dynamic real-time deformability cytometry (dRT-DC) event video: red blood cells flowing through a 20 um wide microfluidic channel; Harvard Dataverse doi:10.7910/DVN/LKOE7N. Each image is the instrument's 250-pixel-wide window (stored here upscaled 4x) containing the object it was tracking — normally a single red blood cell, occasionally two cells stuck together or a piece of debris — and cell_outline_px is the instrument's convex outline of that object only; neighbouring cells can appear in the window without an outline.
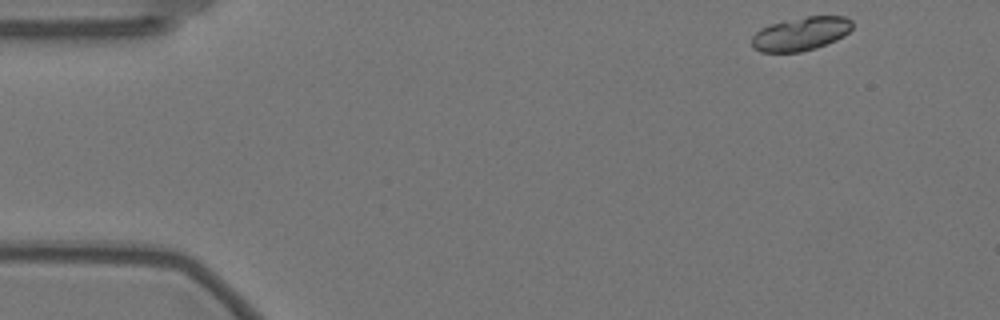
{"species": "Egyptian fruit bat (a non-hibernating species)", "species_latin": "Rousettus aegyptiacus", "temperature_condition": "warm", "stored_images_in_passage": 53, "camera_frame_rate_fps": 3000, "um_per_image_px": 0.085, "animal": {"sex": "female"}, "frame": {"image": 1, "passage_image": 1, "time_ms": 0.0, "image_size_px": [1000, 320], "cell_outline_px": [[852, 28], [844, 36], [836, 40], [816, 48], [800, 52], [760, 52], [752, 48], [752, 36], [760, 28], [772, 24], [808, 16], [844, 16], [852, 20]], "centroid_in_image_um": [68.07, 2.88], "position_along_channel_um": 16.9, "area_um2": 19.59}}
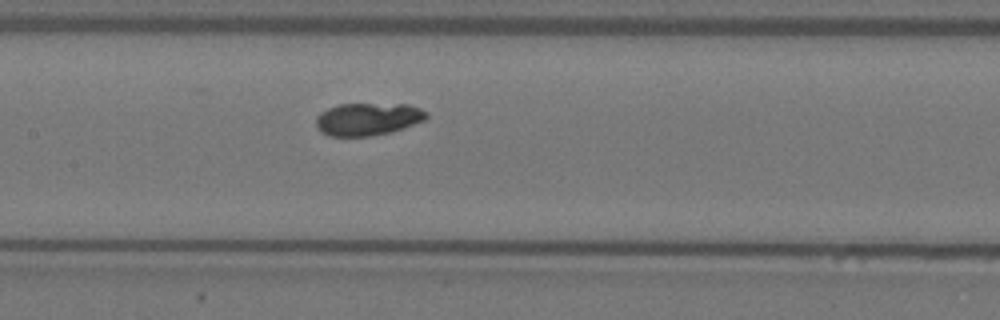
{"frame": {"image": 2, "passage_image": 23, "time_ms": 7.333, "image_size_px": [1000, 320], "cell_outline_px": [[428, 116], [424, 120], [404, 128], [392, 132], [368, 136], [328, 136], [316, 124], [316, 116], [320, 112], [328, 108], [340, 104], [408, 104], [420, 108], [428, 112]], "centroid_in_image_um": [31.29, 10.11], "position_along_channel_um": 176.1, "area_um2": 20.92}}
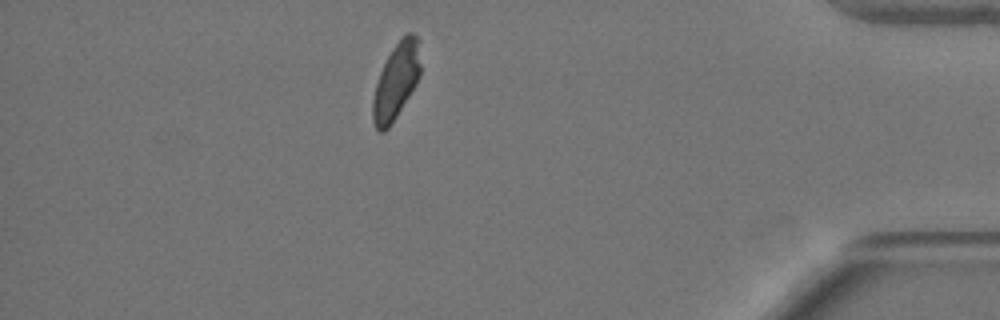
{"frame": {"image": 3, "passage_image": 46, "time_ms": 15.0, "image_size_px": [1000, 320], "cell_outline_px": [[420, 76], [416, 84], [396, 116], [388, 128], [384, 132], [380, 132], [376, 128], [372, 120], [372, 100], [376, 84], [380, 72], [392, 48], [400, 36], [408, 32], [412, 32], [416, 36], [420, 64]], "centroid_in_image_um": [33.65, 6.89], "position_along_channel_um": 401.6, "area_um2": 20.87}, "authors_computed_cell_mechanics": {"area_um2": 21.1548, "velocity_mm_per_s": 3.5047, "shape_relaxation_time_tau1_ms": 4.1327, "shape_relaxation_time_tau2_ms": null, "deformation_change_tau1": 0.0948, "deformation_change_tau2": null}}